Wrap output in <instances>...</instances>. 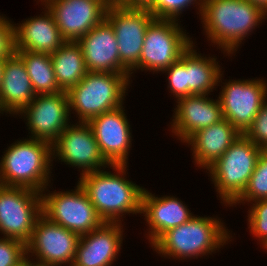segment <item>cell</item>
Returning <instances> with one entry per match:
<instances>
[{
	"instance_id": "1",
	"label": "cell",
	"mask_w": 267,
	"mask_h": 266,
	"mask_svg": "<svg viewBox=\"0 0 267 266\" xmlns=\"http://www.w3.org/2000/svg\"><path fill=\"white\" fill-rule=\"evenodd\" d=\"M266 18L267 14L248 0H204L199 19L210 45L231 58Z\"/></svg>"
},
{
	"instance_id": "2",
	"label": "cell",
	"mask_w": 267,
	"mask_h": 266,
	"mask_svg": "<svg viewBox=\"0 0 267 266\" xmlns=\"http://www.w3.org/2000/svg\"><path fill=\"white\" fill-rule=\"evenodd\" d=\"M110 168L114 172L105 168L78 178L97 214L106 223H122L123 216L130 213L141 215L144 188L127 179V165Z\"/></svg>"
},
{
	"instance_id": "3",
	"label": "cell",
	"mask_w": 267,
	"mask_h": 266,
	"mask_svg": "<svg viewBox=\"0 0 267 266\" xmlns=\"http://www.w3.org/2000/svg\"><path fill=\"white\" fill-rule=\"evenodd\" d=\"M225 224L217 216L194 215L184 224L163 233L151 248L160 256L172 260L209 257V254L219 252L224 245L232 242V233Z\"/></svg>"
},
{
	"instance_id": "4",
	"label": "cell",
	"mask_w": 267,
	"mask_h": 266,
	"mask_svg": "<svg viewBox=\"0 0 267 266\" xmlns=\"http://www.w3.org/2000/svg\"><path fill=\"white\" fill-rule=\"evenodd\" d=\"M1 156V185L24 187L40 193L50 187L54 165L50 143L27 137L12 143Z\"/></svg>"
},
{
	"instance_id": "5",
	"label": "cell",
	"mask_w": 267,
	"mask_h": 266,
	"mask_svg": "<svg viewBox=\"0 0 267 266\" xmlns=\"http://www.w3.org/2000/svg\"><path fill=\"white\" fill-rule=\"evenodd\" d=\"M130 82V74L88 72L80 83L66 92L70 113L76 114L77 122H89L93 117L124 105Z\"/></svg>"
},
{
	"instance_id": "6",
	"label": "cell",
	"mask_w": 267,
	"mask_h": 266,
	"mask_svg": "<svg viewBox=\"0 0 267 266\" xmlns=\"http://www.w3.org/2000/svg\"><path fill=\"white\" fill-rule=\"evenodd\" d=\"M263 150L241 134L227 151L206 169L220 198L230 206L245 190Z\"/></svg>"
},
{
	"instance_id": "7",
	"label": "cell",
	"mask_w": 267,
	"mask_h": 266,
	"mask_svg": "<svg viewBox=\"0 0 267 266\" xmlns=\"http://www.w3.org/2000/svg\"><path fill=\"white\" fill-rule=\"evenodd\" d=\"M173 19L155 18L148 26L138 64L130 71L133 73L149 71L163 72L194 44L192 37L183 29V25Z\"/></svg>"
},
{
	"instance_id": "8",
	"label": "cell",
	"mask_w": 267,
	"mask_h": 266,
	"mask_svg": "<svg viewBox=\"0 0 267 266\" xmlns=\"http://www.w3.org/2000/svg\"><path fill=\"white\" fill-rule=\"evenodd\" d=\"M74 188L65 192H50L47 186L41 192L42 214L50 221L83 236L99 228L104 221L80 184L77 183Z\"/></svg>"
},
{
	"instance_id": "9",
	"label": "cell",
	"mask_w": 267,
	"mask_h": 266,
	"mask_svg": "<svg viewBox=\"0 0 267 266\" xmlns=\"http://www.w3.org/2000/svg\"><path fill=\"white\" fill-rule=\"evenodd\" d=\"M105 19L114 29L120 62L130 72L139 62L146 30L155 17L139 3H117L107 8Z\"/></svg>"
},
{
	"instance_id": "10",
	"label": "cell",
	"mask_w": 267,
	"mask_h": 266,
	"mask_svg": "<svg viewBox=\"0 0 267 266\" xmlns=\"http://www.w3.org/2000/svg\"><path fill=\"white\" fill-rule=\"evenodd\" d=\"M42 214L41 193L24 187L0 184V233L27 244Z\"/></svg>"
},
{
	"instance_id": "11",
	"label": "cell",
	"mask_w": 267,
	"mask_h": 266,
	"mask_svg": "<svg viewBox=\"0 0 267 266\" xmlns=\"http://www.w3.org/2000/svg\"><path fill=\"white\" fill-rule=\"evenodd\" d=\"M223 75L222 72L218 80V86H221L218 98L223 118L243 134L267 100V81L264 78H243L222 82Z\"/></svg>"
},
{
	"instance_id": "12",
	"label": "cell",
	"mask_w": 267,
	"mask_h": 266,
	"mask_svg": "<svg viewBox=\"0 0 267 266\" xmlns=\"http://www.w3.org/2000/svg\"><path fill=\"white\" fill-rule=\"evenodd\" d=\"M51 151L52 162L55 159V162L81 169L80 177L105 168L110 170L88 122H71L51 144Z\"/></svg>"
},
{
	"instance_id": "13",
	"label": "cell",
	"mask_w": 267,
	"mask_h": 266,
	"mask_svg": "<svg viewBox=\"0 0 267 266\" xmlns=\"http://www.w3.org/2000/svg\"><path fill=\"white\" fill-rule=\"evenodd\" d=\"M16 116L26 120L29 138L52 144L71 123L68 95L65 91L36 95Z\"/></svg>"
},
{
	"instance_id": "14",
	"label": "cell",
	"mask_w": 267,
	"mask_h": 266,
	"mask_svg": "<svg viewBox=\"0 0 267 266\" xmlns=\"http://www.w3.org/2000/svg\"><path fill=\"white\" fill-rule=\"evenodd\" d=\"M79 239L78 234L41 214L35 222L31 239L26 244L27 256L43 263L71 266Z\"/></svg>"
},
{
	"instance_id": "15",
	"label": "cell",
	"mask_w": 267,
	"mask_h": 266,
	"mask_svg": "<svg viewBox=\"0 0 267 266\" xmlns=\"http://www.w3.org/2000/svg\"><path fill=\"white\" fill-rule=\"evenodd\" d=\"M52 13L65 41L77 42L106 17L101 0H40Z\"/></svg>"
},
{
	"instance_id": "16",
	"label": "cell",
	"mask_w": 267,
	"mask_h": 266,
	"mask_svg": "<svg viewBox=\"0 0 267 266\" xmlns=\"http://www.w3.org/2000/svg\"><path fill=\"white\" fill-rule=\"evenodd\" d=\"M122 105L93 117L88 123L94 132L100 152L110 165H128L132 147V130Z\"/></svg>"
},
{
	"instance_id": "17",
	"label": "cell",
	"mask_w": 267,
	"mask_h": 266,
	"mask_svg": "<svg viewBox=\"0 0 267 266\" xmlns=\"http://www.w3.org/2000/svg\"><path fill=\"white\" fill-rule=\"evenodd\" d=\"M171 132L184 143L197 131L223 119L220 100L209 95H190L175 100Z\"/></svg>"
},
{
	"instance_id": "18",
	"label": "cell",
	"mask_w": 267,
	"mask_h": 266,
	"mask_svg": "<svg viewBox=\"0 0 267 266\" xmlns=\"http://www.w3.org/2000/svg\"><path fill=\"white\" fill-rule=\"evenodd\" d=\"M123 226L122 223L104 222L80 236L71 266H112L123 246Z\"/></svg>"
},
{
	"instance_id": "19",
	"label": "cell",
	"mask_w": 267,
	"mask_h": 266,
	"mask_svg": "<svg viewBox=\"0 0 267 266\" xmlns=\"http://www.w3.org/2000/svg\"><path fill=\"white\" fill-rule=\"evenodd\" d=\"M88 72L130 74L121 64L114 29L104 19L77 41Z\"/></svg>"
},
{
	"instance_id": "20",
	"label": "cell",
	"mask_w": 267,
	"mask_h": 266,
	"mask_svg": "<svg viewBox=\"0 0 267 266\" xmlns=\"http://www.w3.org/2000/svg\"><path fill=\"white\" fill-rule=\"evenodd\" d=\"M141 216L149 227L146 238L150 246L167 230L187 222L194 214L175 196H156L144 188L142 194Z\"/></svg>"
},
{
	"instance_id": "21",
	"label": "cell",
	"mask_w": 267,
	"mask_h": 266,
	"mask_svg": "<svg viewBox=\"0 0 267 266\" xmlns=\"http://www.w3.org/2000/svg\"><path fill=\"white\" fill-rule=\"evenodd\" d=\"M40 4L44 6V12L39 16L27 18L22 23H14L16 50L53 54L66 42L52 13L45 5Z\"/></svg>"
},
{
	"instance_id": "22",
	"label": "cell",
	"mask_w": 267,
	"mask_h": 266,
	"mask_svg": "<svg viewBox=\"0 0 267 266\" xmlns=\"http://www.w3.org/2000/svg\"><path fill=\"white\" fill-rule=\"evenodd\" d=\"M241 133L224 118L190 136L184 144L190 146L194 165L207 169L217 161Z\"/></svg>"
},
{
	"instance_id": "23",
	"label": "cell",
	"mask_w": 267,
	"mask_h": 266,
	"mask_svg": "<svg viewBox=\"0 0 267 266\" xmlns=\"http://www.w3.org/2000/svg\"><path fill=\"white\" fill-rule=\"evenodd\" d=\"M33 86L22 59L15 53L4 60L0 86V111L15 116L35 98Z\"/></svg>"
},
{
	"instance_id": "24",
	"label": "cell",
	"mask_w": 267,
	"mask_h": 266,
	"mask_svg": "<svg viewBox=\"0 0 267 266\" xmlns=\"http://www.w3.org/2000/svg\"><path fill=\"white\" fill-rule=\"evenodd\" d=\"M207 56L197 52L195 43L187 50V96L210 95L216 90L224 71L215 55Z\"/></svg>"
},
{
	"instance_id": "25",
	"label": "cell",
	"mask_w": 267,
	"mask_h": 266,
	"mask_svg": "<svg viewBox=\"0 0 267 266\" xmlns=\"http://www.w3.org/2000/svg\"><path fill=\"white\" fill-rule=\"evenodd\" d=\"M56 81L62 91L67 92L86 76L82 48L78 42L66 41L57 51L50 54Z\"/></svg>"
},
{
	"instance_id": "26",
	"label": "cell",
	"mask_w": 267,
	"mask_h": 266,
	"mask_svg": "<svg viewBox=\"0 0 267 266\" xmlns=\"http://www.w3.org/2000/svg\"><path fill=\"white\" fill-rule=\"evenodd\" d=\"M25 64L36 95L62 92L56 81L50 54L16 50Z\"/></svg>"
},
{
	"instance_id": "27",
	"label": "cell",
	"mask_w": 267,
	"mask_h": 266,
	"mask_svg": "<svg viewBox=\"0 0 267 266\" xmlns=\"http://www.w3.org/2000/svg\"><path fill=\"white\" fill-rule=\"evenodd\" d=\"M260 199H267V150L261 152L245 190L229 207Z\"/></svg>"
},
{
	"instance_id": "28",
	"label": "cell",
	"mask_w": 267,
	"mask_h": 266,
	"mask_svg": "<svg viewBox=\"0 0 267 266\" xmlns=\"http://www.w3.org/2000/svg\"><path fill=\"white\" fill-rule=\"evenodd\" d=\"M204 0H140L139 4L145 7L157 19L180 20L185 9L196 6L197 14L201 16ZM195 5V6H194ZM179 18V19H178Z\"/></svg>"
},
{
	"instance_id": "29",
	"label": "cell",
	"mask_w": 267,
	"mask_h": 266,
	"mask_svg": "<svg viewBox=\"0 0 267 266\" xmlns=\"http://www.w3.org/2000/svg\"><path fill=\"white\" fill-rule=\"evenodd\" d=\"M247 218L249 232L260 243V248L267 250V199H260L251 203Z\"/></svg>"
},
{
	"instance_id": "30",
	"label": "cell",
	"mask_w": 267,
	"mask_h": 266,
	"mask_svg": "<svg viewBox=\"0 0 267 266\" xmlns=\"http://www.w3.org/2000/svg\"><path fill=\"white\" fill-rule=\"evenodd\" d=\"M167 74L169 93L177 100L187 96V51L163 72Z\"/></svg>"
},
{
	"instance_id": "31",
	"label": "cell",
	"mask_w": 267,
	"mask_h": 266,
	"mask_svg": "<svg viewBox=\"0 0 267 266\" xmlns=\"http://www.w3.org/2000/svg\"><path fill=\"white\" fill-rule=\"evenodd\" d=\"M26 256L27 249L24 242L0 237V266H15Z\"/></svg>"
},
{
	"instance_id": "32",
	"label": "cell",
	"mask_w": 267,
	"mask_h": 266,
	"mask_svg": "<svg viewBox=\"0 0 267 266\" xmlns=\"http://www.w3.org/2000/svg\"><path fill=\"white\" fill-rule=\"evenodd\" d=\"M243 135L262 150H267V100Z\"/></svg>"
},
{
	"instance_id": "33",
	"label": "cell",
	"mask_w": 267,
	"mask_h": 266,
	"mask_svg": "<svg viewBox=\"0 0 267 266\" xmlns=\"http://www.w3.org/2000/svg\"><path fill=\"white\" fill-rule=\"evenodd\" d=\"M9 18L0 15V60L11 58L16 53L15 25Z\"/></svg>"
},
{
	"instance_id": "34",
	"label": "cell",
	"mask_w": 267,
	"mask_h": 266,
	"mask_svg": "<svg viewBox=\"0 0 267 266\" xmlns=\"http://www.w3.org/2000/svg\"><path fill=\"white\" fill-rule=\"evenodd\" d=\"M252 4L259 6L267 14V0H248Z\"/></svg>"
},
{
	"instance_id": "35",
	"label": "cell",
	"mask_w": 267,
	"mask_h": 266,
	"mask_svg": "<svg viewBox=\"0 0 267 266\" xmlns=\"http://www.w3.org/2000/svg\"><path fill=\"white\" fill-rule=\"evenodd\" d=\"M28 266H57V265L35 261L34 259L28 257Z\"/></svg>"
},
{
	"instance_id": "36",
	"label": "cell",
	"mask_w": 267,
	"mask_h": 266,
	"mask_svg": "<svg viewBox=\"0 0 267 266\" xmlns=\"http://www.w3.org/2000/svg\"><path fill=\"white\" fill-rule=\"evenodd\" d=\"M15 266H28V256H26L21 262H19Z\"/></svg>"
},
{
	"instance_id": "37",
	"label": "cell",
	"mask_w": 267,
	"mask_h": 266,
	"mask_svg": "<svg viewBox=\"0 0 267 266\" xmlns=\"http://www.w3.org/2000/svg\"><path fill=\"white\" fill-rule=\"evenodd\" d=\"M3 68H4V61L0 60V86H1L2 76H3Z\"/></svg>"
},
{
	"instance_id": "38",
	"label": "cell",
	"mask_w": 267,
	"mask_h": 266,
	"mask_svg": "<svg viewBox=\"0 0 267 266\" xmlns=\"http://www.w3.org/2000/svg\"><path fill=\"white\" fill-rule=\"evenodd\" d=\"M118 3H139L140 0H116Z\"/></svg>"
},
{
	"instance_id": "39",
	"label": "cell",
	"mask_w": 267,
	"mask_h": 266,
	"mask_svg": "<svg viewBox=\"0 0 267 266\" xmlns=\"http://www.w3.org/2000/svg\"><path fill=\"white\" fill-rule=\"evenodd\" d=\"M103 1L108 7L113 4H117L118 2L116 0H101Z\"/></svg>"
}]
</instances>
